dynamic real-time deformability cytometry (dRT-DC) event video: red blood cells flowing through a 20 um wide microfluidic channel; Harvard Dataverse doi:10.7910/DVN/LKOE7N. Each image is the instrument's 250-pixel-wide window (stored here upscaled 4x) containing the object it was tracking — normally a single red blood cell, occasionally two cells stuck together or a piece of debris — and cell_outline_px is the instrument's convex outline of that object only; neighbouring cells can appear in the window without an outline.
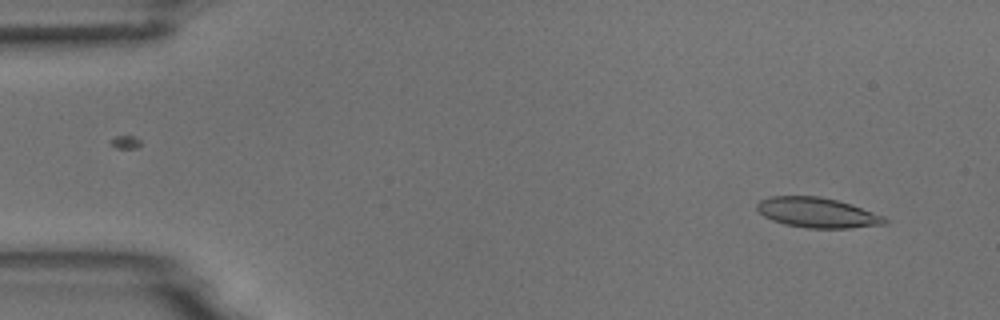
{"species": "common noctule bat (a hibernating species)", "species_latin": "Nyctalus noctula", "temperature_condition": "room temperature", "stored_images_in_passage": 53, "camera_frame_rate_fps": 3000, "um_per_image_px": 0.085, "animal": {"sex": "male", "body_mass_g": 18.8}, "frame": {"image": 1, "passage_image": 3, "time_ms": 0.667, "image_size_px": [1000, 320], "cell_outline_px": [[888, 224], [848, 228], [808, 228], [784, 224], [772, 220], [764, 216], [756, 208], [756, 204], [760, 200], [768, 196], [820, 196], [852, 204], [884, 216], [888, 220]], "centroid_in_image_um": [69.47, 18.07], "position_along_channel_um": 15.5, "area_um2": 22.48}}
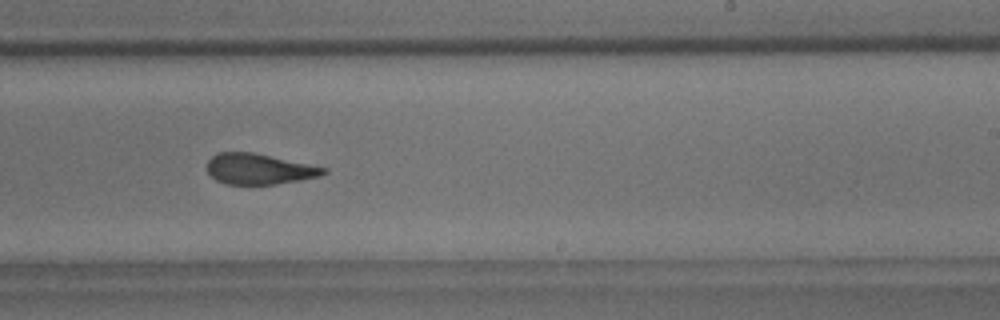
{"frame": {"image": 2, "passage_image": 32, "time_ms": 10.333, "image_size_px": [1000, 320], "cell_outline_px": [[328, 172], [320, 176], [300, 180], [276, 184], [224, 184], [216, 180], [208, 172], [208, 160], [212, 156], [220, 152], [252, 152], [328, 168]], "centroid_in_image_um": [22.03, 14.37], "position_along_channel_um": 267.0, "area_um2": 20.69}}
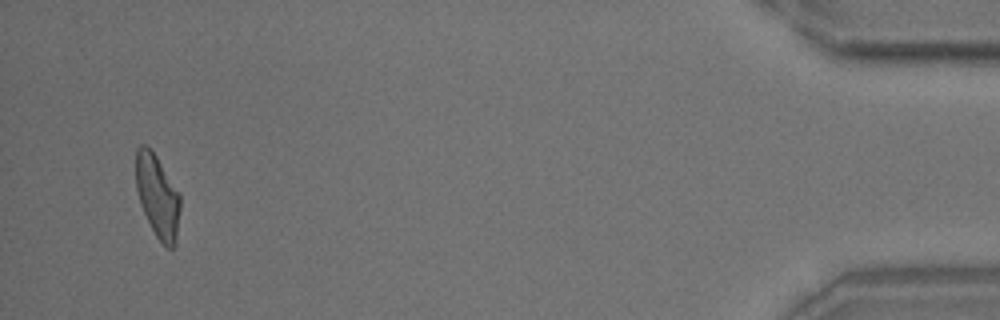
{"frame": {"image": 3, "passage_image": 51, "time_ms": 16.667, "image_size_px": [1000, 320], "cell_outline_px": [[180, 208], [176, 244], [172, 248], [168, 248], [156, 236], [140, 204], [136, 188], [136, 148], [140, 144], [148, 144], [156, 156], [180, 196]], "centroid_in_image_um": [13.37, 16.65], "position_along_channel_um": 421.8, "area_um2": 21.15}, "authors_computed_cell_mechanics": {"area_um2": 22.3686, "velocity_mm_per_s": 3.6945, "shape_relaxation_time_tau1_ms": 4.9989, "shape_relaxation_time_tau2_ms": 1.5511, "deformation_change_tau1": 0.1878, "deformation_change_tau2": 0.1015}}